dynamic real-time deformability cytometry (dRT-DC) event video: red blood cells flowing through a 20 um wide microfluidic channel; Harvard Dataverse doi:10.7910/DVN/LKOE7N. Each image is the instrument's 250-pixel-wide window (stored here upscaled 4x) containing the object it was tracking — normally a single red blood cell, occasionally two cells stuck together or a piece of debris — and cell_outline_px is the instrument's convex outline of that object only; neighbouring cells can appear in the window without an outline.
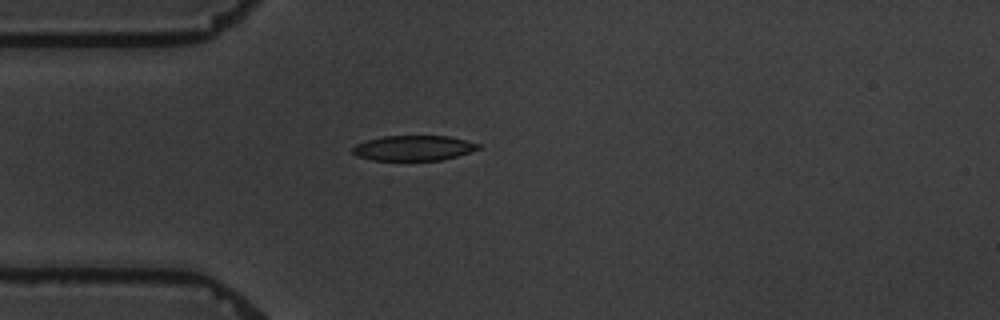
{"species": "common noctule bat (a hibernating species)", "species_latin": "Nyctalus noctula", "temperature_condition": "warm", "stored_images_in_passage": 5, "camera_frame_rate_fps": 3000, "um_per_image_px": 0.085, "animal": {"sex": "male", "body_mass_g": 19.5, "forearm_length_mm": 54.6}, "frame": {"image": 1, "passage_image": 1, "time_ms": 0.0, "image_size_px": [1000, 320], "cell_outline_px": [[480, 148], [456, 156], [440, 160], [372, 160], [356, 156], [352, 152], [352, 148], [356, 144], [368, 140], [384, 136], [448, 136], [480, 144]], "centroid_in_image_um": [35.11, 12.58], "position_along_channel_um": 49.9, "area_um2": 18.21}}
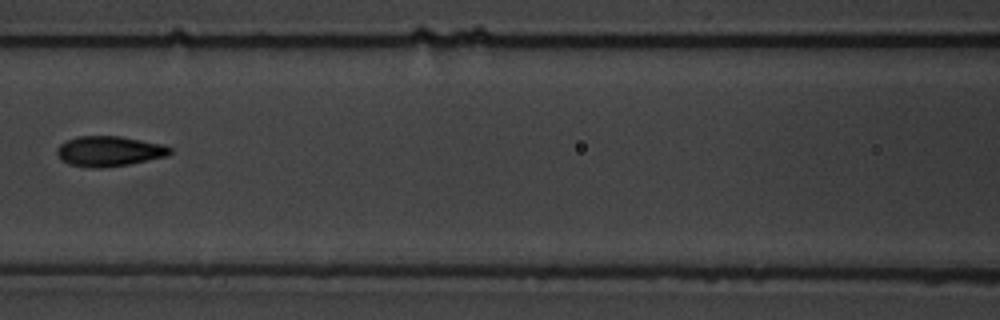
{"frame": {"image": 2, "passage_image": 4, "time_ms": 3.333, "image_size_px": [1000, 320], "cell_outline_px": [[172, 152], [168, 156], [128, 164], [100, 168], [92, 168], [68, 164], [60, 160], [56, 152], [56, 148], [60, 144], [76, 136], [120, 136], [164, 144], [172, 148]], "centroid_in_image_um": [9.27, 12.85], "position_along_channel_um": 157.3, "area_um2": 20.06}}
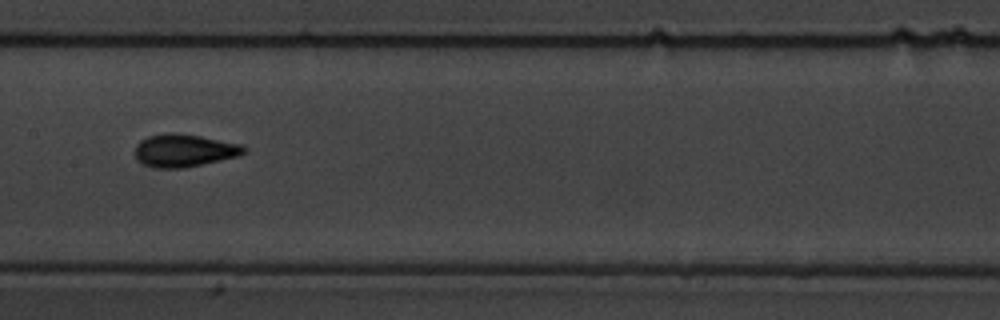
{"frame": {"image": 3, "passage_image": 5, "time_ms": 4.333, "image_size_px": [1000, 320], "cell_outline_px": [[248, 148], [244, 152], [236, 156], [184, 168], [152, 168], [136, 160], [136, 144], [140, 140], [148, 136], [168, 132], [172, 132], [200, 136], [240, 144]], "centroid_in_image_um": [15.6, 12.79], "position_along_channel_um": 191.8, "area_um2": 20.63}}